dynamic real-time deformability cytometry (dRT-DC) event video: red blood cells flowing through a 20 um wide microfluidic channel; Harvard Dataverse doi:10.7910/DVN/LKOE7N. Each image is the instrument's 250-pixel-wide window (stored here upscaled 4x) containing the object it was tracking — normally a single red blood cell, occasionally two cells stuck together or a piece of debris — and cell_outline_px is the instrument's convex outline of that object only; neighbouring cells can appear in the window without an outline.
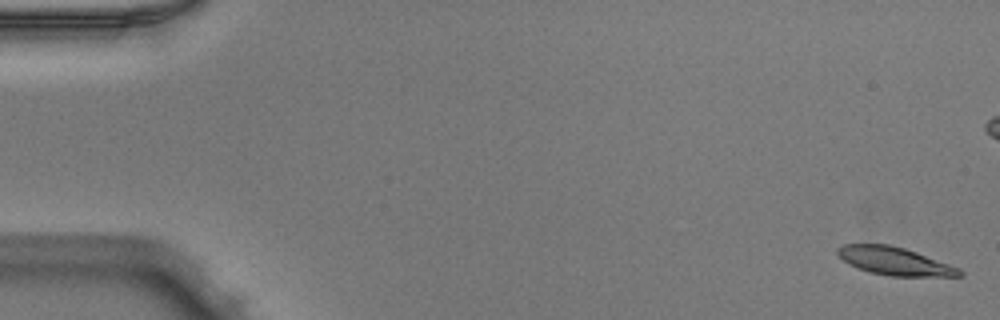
{"species": "Egyptian fruit bat (a non-hibernating species)", "species_latin": "Rousettus aegyptiacus", "temperature_condition": "warm", "stored_images_in_passage": 52, "camera_frame_rate_fps": 3000, "um_per_image_px": 0.085, "animal": {"sex": "male"}, "frame": {"image": 1, "passage_image": 1, "time_ms": 0.0, "image_size_px": [1000, 320], "cell_outline_px": [[964, 276], [892, 276], [868, 272], [856, 268], [848, 264], [836, 252], [836, 248], [844, 244], [888, 244], [904, 248], [916, 252], [960, 268], [964, 272]], "centroid_in_image_um": [76.03, 22.2], "position_along_channel_um": 9.0, "area_um2": 19.88}}
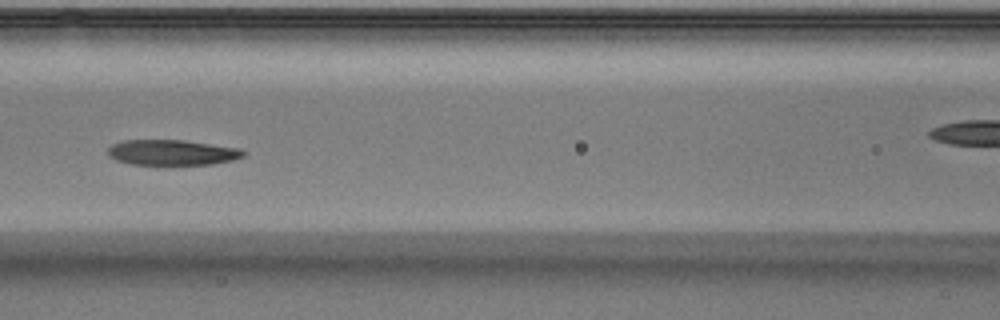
{"frame": {"image": 2, "passage_image": 23, "time_ms": 7.333, "image_size_px": [1000, 320], "cell_outline_px": [[248, 152], [244, 156], [232, 160], [212, 164], [132, 164], [116, 160], [108, 156], [108, 148], [112, 144], [124, 140], [184, 140], [240, 148]], "centroid_in_image_um": [14.64, 12.95], "position_along_channel_um": 152.0, "area_um2": 20.06}}
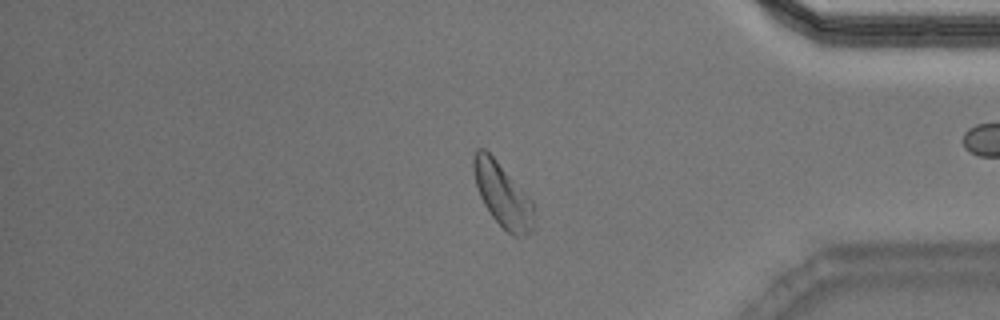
{"frame": {"image": 3, "passage_image": 43, "time_ms": 14.0, "image_size_px": [1000, 320], "cell_outline_px": [[536, 208], [532, 228], [524, 236], [512, 236], [492, 216], [484, 204], [480, 196], [472, 172], [472, 160], [476, 148], [484, 148], [496, 160], [536, 204]], "centroid_in_image_um": [42.73, 16.56], "position_along_channel_um": 392.5, "area_um2": 22.43}, "authors_computed_cell_mechanics": {"area_um2": 21.1548, "velocity_mm_per_s": 3.9485, "shape_relaxation_time_tau1_ms": 3.7604, "shape_relaxation_time_tau2_ms": 9.6169, "deformation_change_tau1": 0.1481, "deformation_change_tau2": 0.1884}}